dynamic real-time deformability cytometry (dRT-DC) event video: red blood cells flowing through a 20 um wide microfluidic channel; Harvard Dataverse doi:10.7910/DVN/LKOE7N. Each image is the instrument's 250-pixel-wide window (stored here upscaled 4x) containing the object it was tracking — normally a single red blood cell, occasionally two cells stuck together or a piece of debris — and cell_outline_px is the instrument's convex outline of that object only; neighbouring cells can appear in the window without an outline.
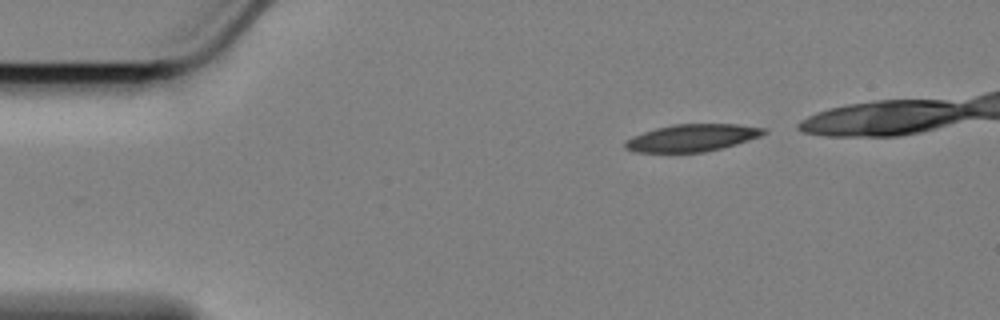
{"species": "Egyptian fruit bat (a non-hibernating species)", "species_latin": "Rousettus aegyptiacus", "temperature_condition": "cold", "stored_images_in_passage": 42, "camera_frame_rate_fps": 3000, "um_per_image_px": 0.085, "animal": {"sex": "female"}, "frame": {"image": 1, "passage_image": 1, "time_ms": 0.0, "image_size_px": [1000, 320], "cell_outline_px": [[768, 132], [760, 136], [748, 140], [720, 148], [704, 152], [636, 152], [624, 148], [624, 144], [632, 136], [656, 128], [672, 124], [736, 124], [768, 128]], "centroid_in_image_um": [58.84, 11.7], "position_along_channel_um": 26.2, "area_um2": 21.85}}
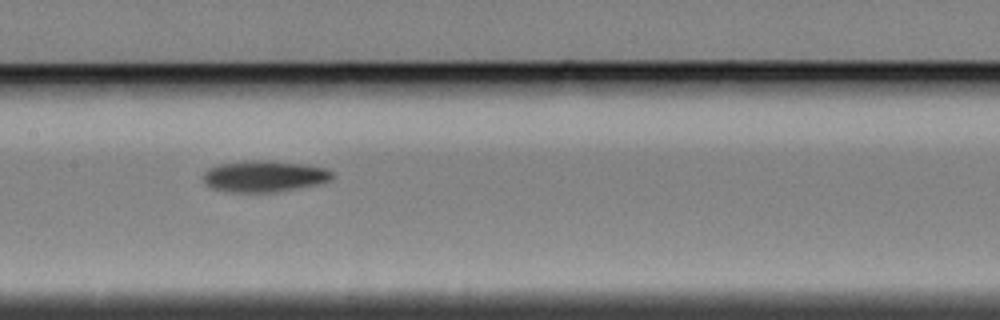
{"frame": {"image": 2, "passage_image": 20, "time_ms": 6.333, "image_size_px": [1000, 320], "cell_outline_px": [[332, 180], [316, 184], [276, 192], [228, 192], [212, 188], [204, 184], [200, 176], [208, 168], [216, 164], [244, 160], [268, 160], [308, 164], [324, 168], [332, 172]], "centroid_in_image_um": [22.38, 14.97], "position_along_channel_um": 185.0, "area_um2": 23.99}}
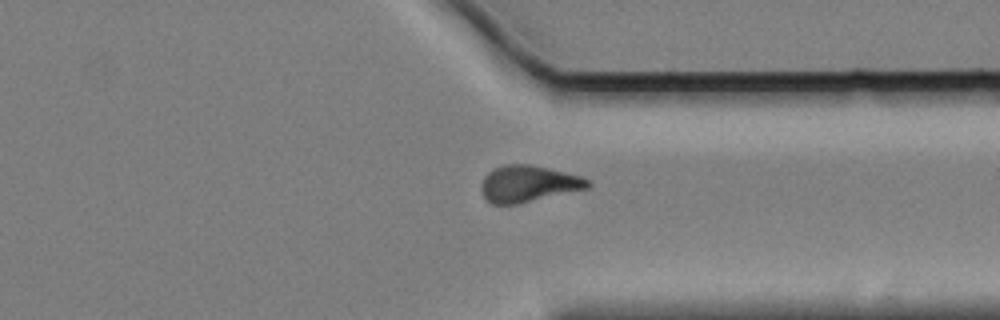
{"frame": {"image": 3, "passage_image": 36, "time_ms": 11.667, "image_size_px": [1000, 320], "cell_outline_px": [[592, 184], [588, 188], [516, 204], [492, 204], [484, 196], [480, 188], [484, 176], [488, 172], [504, 164], [528, 164], [548, 168], [580, 176], [592, 180]], "centroid_in_image_um": [44.91, 15.61], "position_along_channel_um": 366.5, "area_um2": 22.48}}